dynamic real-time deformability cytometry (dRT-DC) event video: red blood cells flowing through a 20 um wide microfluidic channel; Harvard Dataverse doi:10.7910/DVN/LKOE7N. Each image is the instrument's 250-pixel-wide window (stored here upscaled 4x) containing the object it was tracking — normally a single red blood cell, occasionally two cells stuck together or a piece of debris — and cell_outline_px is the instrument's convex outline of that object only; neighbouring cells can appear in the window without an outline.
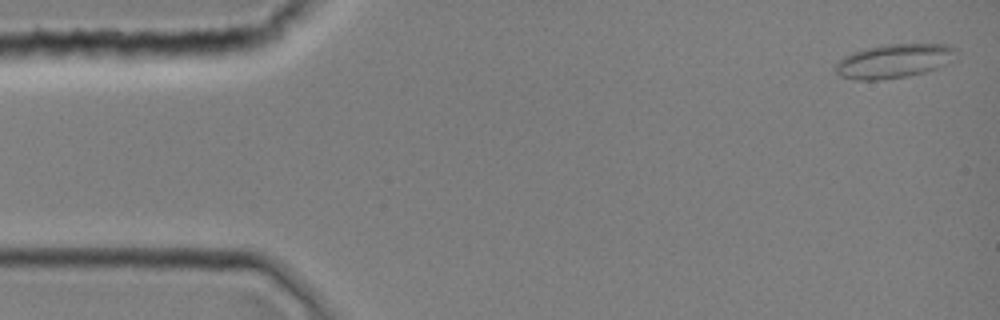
{"species": "common noctule bat (a hibernating species)", "species_latin": "Nyctalus noctula", "temperature_condition": "room temperature", "stored_images_in_passage": 8, "camera_frame_rate_fps": 3000, "um_per_image_px": 0.085, "animal": {"sex": "female", "body_mass_g": 19.0, "forearm_length_mm": 51.5}, "frame": {"image": 1, "passage_image": 1, "time_ms": 0.0, "image_size_px": [1000, 320], "cell_outline_px": [[956, 60], [936, 68], [924, 72], [908, 76], [876, 80], [856, 80], [840, 76], [836, 72], [836, 64], [844, 56], [852, 52], [884, 44], [948, 44], [956, 48]], "centroid_in_image_um": [76.03, 5.18], "position_along_channel_um": 9.0, "area_um2": 23.93}}